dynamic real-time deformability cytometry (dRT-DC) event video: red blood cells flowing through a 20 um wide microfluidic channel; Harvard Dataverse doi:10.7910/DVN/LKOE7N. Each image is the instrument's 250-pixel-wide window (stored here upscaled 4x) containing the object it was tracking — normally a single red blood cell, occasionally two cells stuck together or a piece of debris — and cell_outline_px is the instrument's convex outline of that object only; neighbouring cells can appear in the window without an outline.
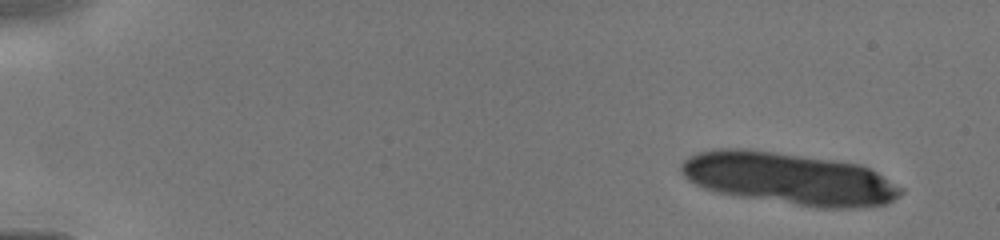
{"species": "human", "species_latin": "Homo sapiens", "temperature_condition": "cold", "stored_images_in_passage": 11, "camera_frame_rate_fps": 3000, "um_per_image_px": 0.085, "donor": {"sex": "male"}, "frame": {"image": 1, "passage_image": 1, "time_ms": 0.0, "image_size_px": [1000, 240], "cell_outline_px": [[904, 192], [900, 196], [884, 204], [860, 208], [816, 208], [740, 196], [716, 192], [704, 188], [688, 180], [684, 176], [680, 168], [680, 164], [688, 156], [696, 152], [716, 148], [748, 148], [860, 164], [876, 172], [904, 188]], "centroid_in_image_um": [67.06, 15.18], "position_along_channel_um": 17.9, "area_um2": 66.87}}
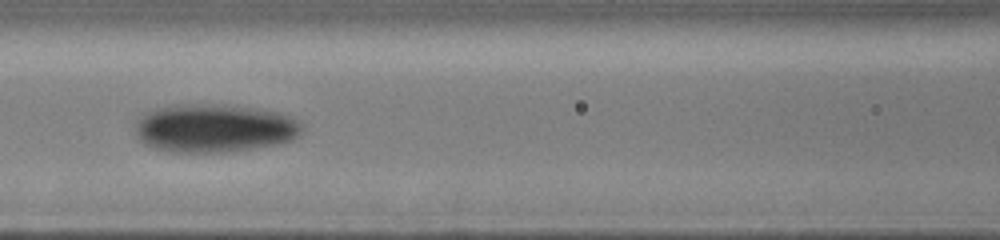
{"frame": {"image": 2, "passage_image": 10, "time_ms": 6.333, "image_size_px": [1000, 240], "cell_outline_px": [[300, 132], [296, 136], [288, 140], [276, 144], [224, 152], [168, 152], [152, 148], [144, 144], [140, 140], [136, 132], [136, 120], [144, 112], [168, 104], [224, 104], [252, 108], [276, 112], [288, 116], [296, 120], [300, 124]], "centroid_in_image_um": [18.1, 10.88], "position_along_channel_um": 148.5, "area_um2": 46.82}}
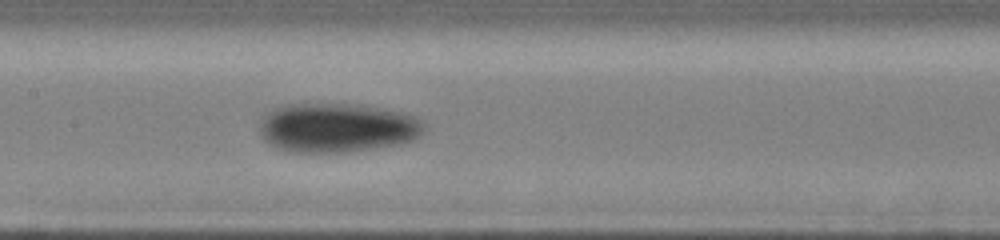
{"frame": {"image": 3, "passage_image": 11, "time_ms": 7.0, "image_size_px": [1000, 240], "cell_outline_px": [[424, 128], [416, 140], [396, 144], [344, 152], [292, 152], [276, 148], [268, 144], [260, 136], [260, 116], [276, 108], [288, 104], [360, 104], [404, 112], [416, 116], [424, 124]], "centroid_in_image_um": [28.62, 10.85], "position_along_channel_um": 178.8, "area_um2": 47.45}}